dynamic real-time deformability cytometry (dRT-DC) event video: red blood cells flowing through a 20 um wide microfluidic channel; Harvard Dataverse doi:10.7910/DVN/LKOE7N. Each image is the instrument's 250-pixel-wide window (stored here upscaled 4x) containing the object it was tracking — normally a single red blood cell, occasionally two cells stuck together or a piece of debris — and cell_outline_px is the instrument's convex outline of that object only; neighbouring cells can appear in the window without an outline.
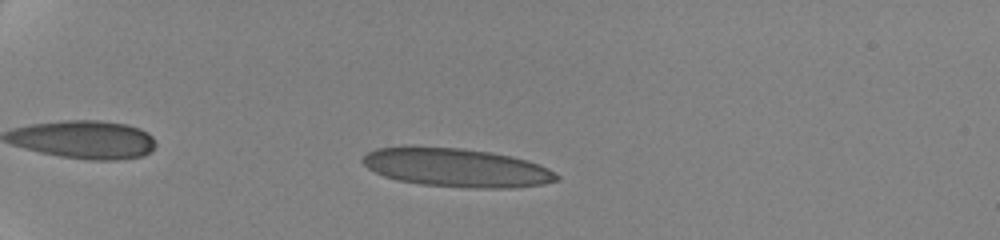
{"species": "human", "species_latin": "Homo sapiens", "temperature_condition": "cold", "stored_images_in_passage": 8, "camera_frame_rate_fps": 3000, "um_per_image_px": 0.085, "donor": {"sex": "female"}, "frame": {"image": 1, "passage_image": 7, "time_ms": 3.333, "image_size_px": [1000, 240], "cell_outline_px": [[560, 180], [544, 184], [512, 188], [468, 188], [420, 184], [396, 180], [384, 176], [368, 168], [360, 160], [368, 152], [376, 148], [404, 144], [460, 148], [492, 152], [512, 156], [548, 168], [560, 176]], "centroid_in_image_um": [38.75, 14.23], "position_along_channel_um": 46.3, "area_um2": 44.39}}